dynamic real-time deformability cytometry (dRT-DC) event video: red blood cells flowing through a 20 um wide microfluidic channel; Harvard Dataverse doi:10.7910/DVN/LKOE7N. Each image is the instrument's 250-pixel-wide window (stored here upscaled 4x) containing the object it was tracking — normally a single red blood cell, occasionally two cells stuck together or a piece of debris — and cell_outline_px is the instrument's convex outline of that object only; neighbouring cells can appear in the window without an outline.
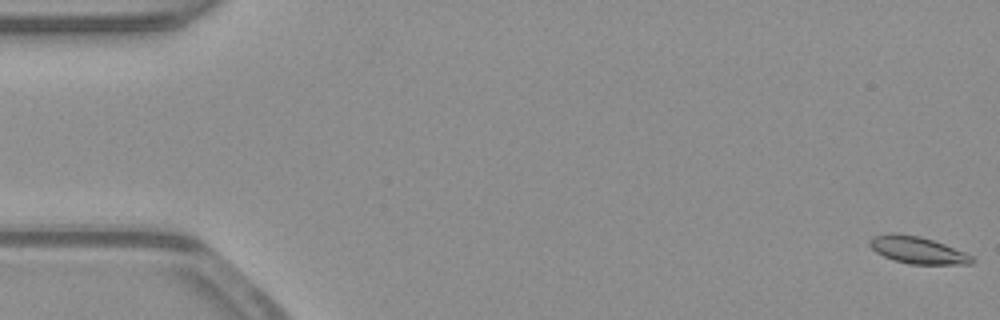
{"species": "common noctule bat (a hibernating species)", "species_latin": "Nyctalus noctula", "temperature_condition": "warm", "stored_images_in_passage": 54, "camera_frame_rate_fps": 3000, "um_per_image_px": 0.085, "animal": {"sex": "male", "body_mass_g": 23.1, "forearm_length_mm": 52.7}, "frame": {"image": 1, "passage_image": 1, "time_ms": 0.0, "image_size_px": [1000, 320], "cell_outline_px": [[976, 260], [972, 264], [908, 264], [884, 256], [876, 252], [868, 244], [868, 240], [872, 236], [888, 232], [896, 232], [920, 236], [944, 244], [964, 252], [972, 256]], "centroid_in_image_um": [77.96, 21.24], "position_along_channel_um": 7.0, "area_um2": 16.24}}
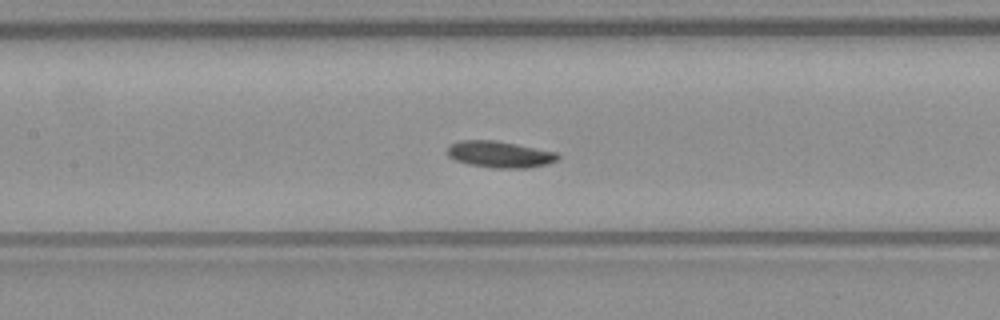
{"frame": {"image": 2, "passage_image": 25, "time_ms": 8.0, "image_size_px": [1000, 320], "cell_outline_px": [[560, 156], [556, 160], [548, 164], [528, 168], [492, 168], [468, 164], [456, 160], [448, 156], [448, 148], [452, 144], [460, 140], [496, 140], [556, 152]], "centroid_in_image_um": [42.48, 13.12], "position_along_channel_um": 164.9, "area_um2": 16.99}}
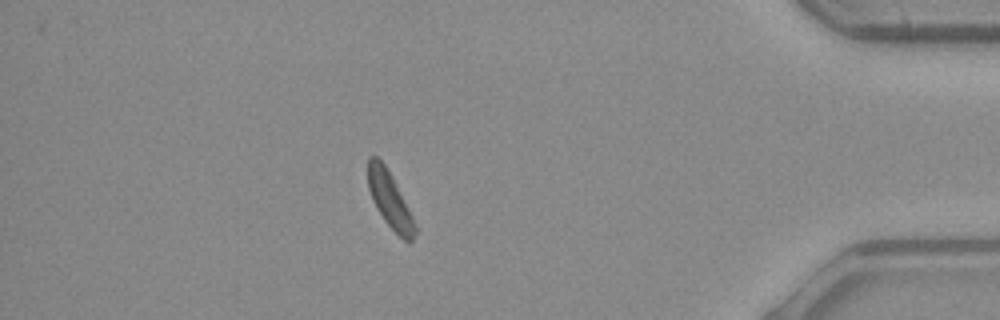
{"frame": {"image": 3, "passage_image": 47, "time_ms": 15.333, "image_size_px": [1000, 320], "cell_outline_px": [[416, 232], [412, 240], [408, 244], [384, 220], [376, 208], [372, 200], [368, 188], [368, 156], [376, 156], [384, 164], [392, 176], [408, 208], [416, 228]], "centroid_in_image_um": [33.11, 16.98], "position_along_channel_um": 402.1, "area_um2": 15.03}, "authors_computed_cell_mechanics": {"area_um2": 16.5886, "velocity_mm_per_s": 3.8752, "shape_relaxation_time_tau1_ms": 3.1135, "shape_relaxation_time_tau2_ms": null, "deformation_change_tau1": 0.0874, "deformation_change_tau2": null}}